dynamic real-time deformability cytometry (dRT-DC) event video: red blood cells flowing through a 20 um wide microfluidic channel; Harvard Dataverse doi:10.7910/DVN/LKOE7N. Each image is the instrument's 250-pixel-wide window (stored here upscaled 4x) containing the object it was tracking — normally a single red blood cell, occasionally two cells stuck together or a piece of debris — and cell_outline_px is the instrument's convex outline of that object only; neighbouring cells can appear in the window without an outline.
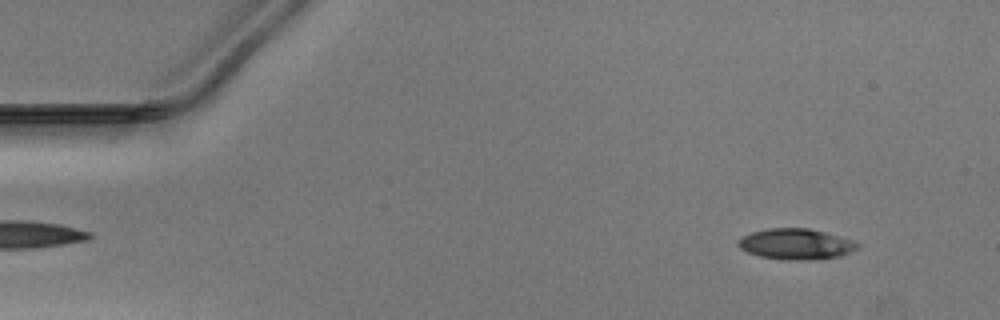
{"species": "Egyptian fruit bat (a non-hibernating species)", "species_latin": "Rousettus aegyptiacus", "temperature_condition": "warm", "stored_images_in_passage": 17, "camera_frame_rate_fps": 3000, "um_per_image_px": 0.085, "animal": {"sex": "male"}, "frame": {"image": 1, "passage_image": 4, "time_ms": 1.0, "image_size_px": [1000, 320], "cell_outline_px": [[860, 248], [852, 252], [840, 256], [788, 260], [760, 256], [748, 252], [740, 248], [736, 244], [736, 240], [752, 232], [768, 228], [808, 228], [856, 240], [860, 244]], "centroid_in_image_um": [67.68, 20.72], "position_along_channel_um": 17.3, "area_um2": 21.27}}
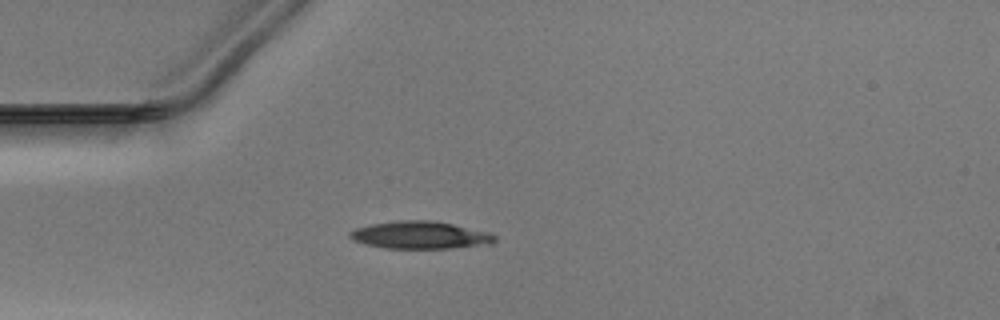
{"frame": {"image": 2, "passage_image": 13, "time_ms": 4.0, "image_size_px": [1000, 320], "cell_outline_px": [[496, 240], [492, 244], [452, 248], [384, 248], [364, 244], [352, 240], [348, 236], [348, 232], [356, 228], [368, 224], [396, 220], [432, 220], [452, 224], [488, 232], [496, 236]], "centroid_in_image_um": [35.67, 19.98], "position_along_channel_um": 49.3, "area_um2": 23.41}}